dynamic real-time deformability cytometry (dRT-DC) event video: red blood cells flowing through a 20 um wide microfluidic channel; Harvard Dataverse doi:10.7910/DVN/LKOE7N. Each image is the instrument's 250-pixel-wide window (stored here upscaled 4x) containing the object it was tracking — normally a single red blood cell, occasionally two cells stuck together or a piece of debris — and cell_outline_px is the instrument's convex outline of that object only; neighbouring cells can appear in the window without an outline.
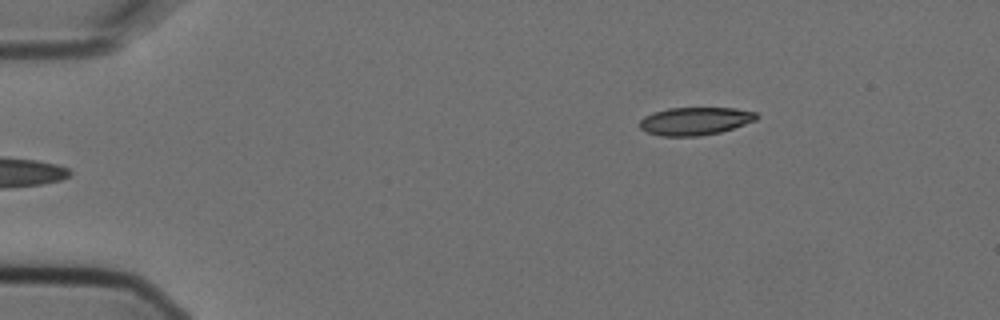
{"species": "Egyptian fruit bat (a non-hibernating species)", "species_latin": "Rousettus aegyptiacus", "temperature_condition": "cold", "stored_images_in_passage": 3, "camera_frame_rate_fps": 3000, "um_per_image_px": 0.085, "animal": {"sex": "female"}, "frame": {"image": 1, "passage_image": 1, "time_ms": 0.0, "image_size_px": [1000, 320], "cell_outline_px": [[760, 116], [756, 120], [720, 132], [696, 136], [660, 136], [648, 132], [640, 128], [640, 120], [644, 116], [652, 112], [668, 108], [736, 108], [756, 112]], "centroid_in_image_um": [59.08, 10.28], "position_along_channel_um": 25.9, "area_um2": 18.96}}